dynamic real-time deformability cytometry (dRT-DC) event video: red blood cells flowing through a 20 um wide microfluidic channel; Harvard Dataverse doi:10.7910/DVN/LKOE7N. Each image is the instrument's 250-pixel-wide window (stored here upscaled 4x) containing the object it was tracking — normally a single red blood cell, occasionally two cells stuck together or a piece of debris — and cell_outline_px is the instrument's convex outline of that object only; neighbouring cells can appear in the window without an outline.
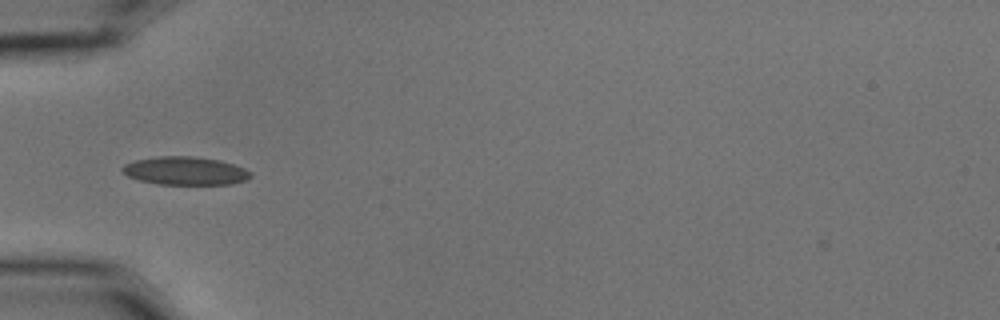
{"species": "common noctule bat (a hibernating species)", "species_latin": "Nyctalus noctula", "temperature_condition": "cold", "stored_images_in_passage": 5, "camera_frame_rate_fps": 3000, "um_per_image_px": 0.085, "animal": {"sex": "male", "body_mass_g": 15.6}, "frame": {"image": 1, "passage_image": 2, "time_ms": 0.333, "image_size_px": [1000, 320], "cell_outline_px": [[252, 176], [248, 180], [232, 184], [160, 184], [140, 180], [128, 176], [120, 168], [124, 164], [136, 160], [160, 156], [192, 156], [220, 160], [244, 168], [252, 172]], "centroid_in_image_um": [15.78, 14.52], "position_along_channel_um": 69.2, "area_um2": 21.04}}
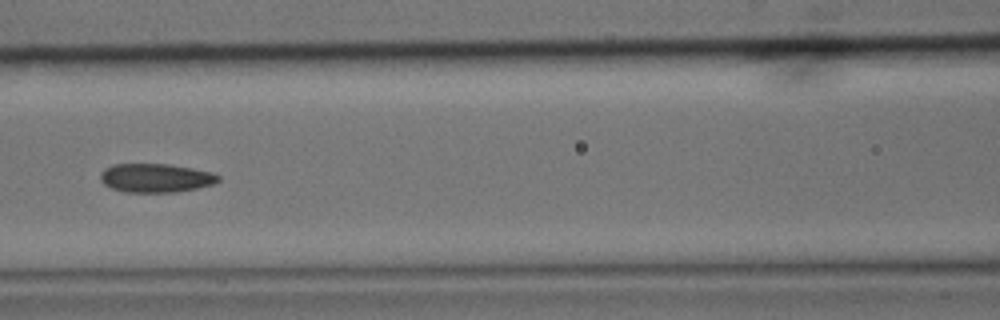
{"frame": {"image": 2, "passage_image": 4, "time_ms": 1.0, "image_size_px": [1000, 320], "cell_outline_px": [[220, 180], [212, 184], [196, 188], [176, 192], [124, 192], [112, 188], [104, 184], [100, 180], [100, 172], [104, 168], [112, 164], [168, 164], [192, 168], [212, 172], [220, 176]], "centroid_in_image_um": [13.21, 15.12], "position_along_channel_um": 153.4, "area_um2": 19.83}}
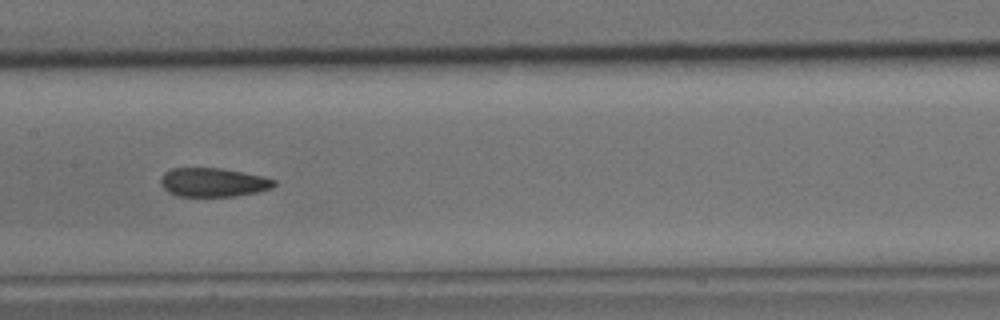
{"frame": {"image": 3, "passage_image": 5, "time_ms": 1.333, "image_size_px": [1000, 320], "cell_outline_px": [[276, 184], [272, 188], [256, 192], [236, 196], [180, 196], [168, 192], [160, 184], [160, 180], [164, 172], [172, 168], [220, 168], [260, 176], [276, 180]], "centroid_in_image_um": [18.09, 15.5], "position_along_channel_um": 189.3, "area_um2": 18.9}}